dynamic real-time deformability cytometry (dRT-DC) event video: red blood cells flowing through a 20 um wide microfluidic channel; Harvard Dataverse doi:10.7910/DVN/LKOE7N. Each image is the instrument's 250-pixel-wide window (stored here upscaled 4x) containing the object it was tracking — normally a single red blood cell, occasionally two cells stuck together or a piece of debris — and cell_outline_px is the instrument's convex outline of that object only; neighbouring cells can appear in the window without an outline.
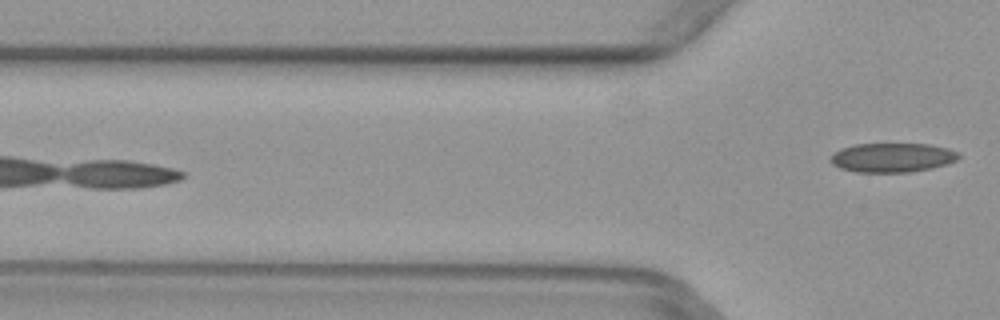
{"species": "common noctule bat (a hibernating species)", "species_latin": "Nyctalus noctula", "temperature_condition": "warm", "stored_images_in_passage": 5, "camera_frame_rate_fps": 3000, "um_per_image_px": 0.085, "animal": {"sex": "female", "body_mass_g": 29.2, "forearm_length_mm": 56.3}, "frame": {"image": 1, "passage_image": 5, "time_ms": 1.333, "image_size_px": [1000, 320], "cell_outline_px": [[960, 156], [956, 160], [948, 164], [932, 168], [908, 172], [856, 172], [840, 168], [832, 164], [828, 160], [832, 152], [840, 148], [856, 144], [932, 144], [948, 148], [960, 152]], "centroid_in_image_um": [75.83, 13.39], "position_along_channel_um": 50.0, "area_um2": 22.14}}